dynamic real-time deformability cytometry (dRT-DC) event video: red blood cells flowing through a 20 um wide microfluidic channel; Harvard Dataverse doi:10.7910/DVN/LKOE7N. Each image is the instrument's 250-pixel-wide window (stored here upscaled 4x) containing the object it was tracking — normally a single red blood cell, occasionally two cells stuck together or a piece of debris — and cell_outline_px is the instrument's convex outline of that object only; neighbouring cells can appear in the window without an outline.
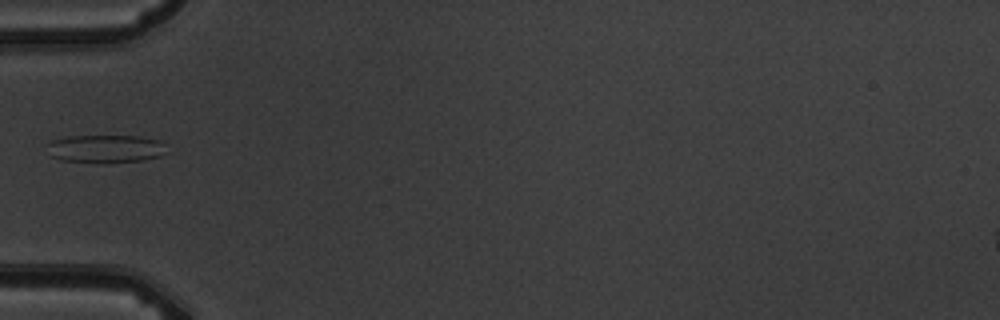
{"species": "common noctule bat (a hibernating species)", "species_latin": "Nyctalus noctula", "temperature_condition": "warm", "stored_images_in_passage": 6, "camera_frame_rate_fps": 3000, "um_per_image_px": 0.085, "animal": {"sex": "male", "body_mass_g": 19.5, "forearm_length_mm": 54.6}, "frame": {"image": 1, "passage_image": 6, "time_ms": 5.667, "image_size_px": [1000, 320], "cell_outline_px": [[160, 156], [144, 160], [100, 164], [60, 160], [48, 156], [44, 144], [52, 140], [68, 136], [140, 136], [160, 140]], "centroid_in_image_um": [8.78, 12.66], "position_along_channel_um": 76.2, "area_um2": 19.77}}